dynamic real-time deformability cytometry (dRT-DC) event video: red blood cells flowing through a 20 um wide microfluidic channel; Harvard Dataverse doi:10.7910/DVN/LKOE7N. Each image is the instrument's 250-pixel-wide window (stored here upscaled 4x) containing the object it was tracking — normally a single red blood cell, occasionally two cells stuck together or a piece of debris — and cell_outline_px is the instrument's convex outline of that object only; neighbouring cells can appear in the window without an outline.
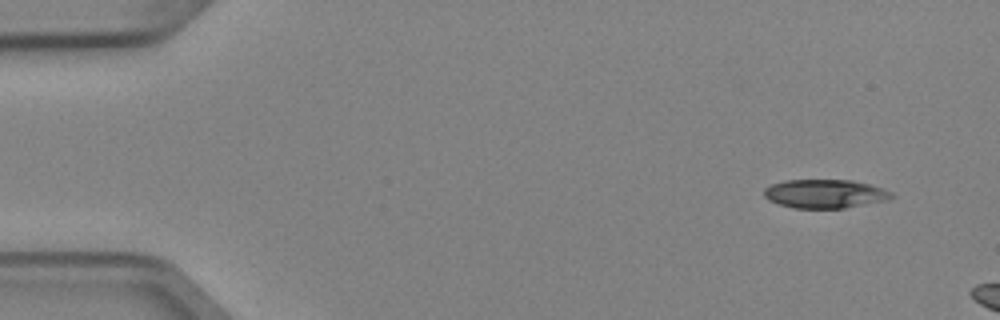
{"species": "Egyptian fruit bat (a non-hibernating species)", "species_latin": "Rousettus aegyptiacus", "temperature_condition": "cold", "stored_images_in_passage": 3, "camera_frame_rate_fps": 3000, "um_per_image_px": 0.085, "animal": {"sex": "female"}, "frame": {"image": 1, "passage_image": 1, "time_ms": 0.0, "image_size_px": [1000, 320], "cell_outline_px": [[896, 196], [888, 200], [844, 208], [792, 208], [776, 204], [768, 200], [764, 196], [764, 188], [772, 184], [784, 180], [852, 180], [868, 184], [892, 192]], "centroid_in_image_um": [70.09, 16.48], "position_along_channel_um": 14.9, "area_um2": 21.44}}